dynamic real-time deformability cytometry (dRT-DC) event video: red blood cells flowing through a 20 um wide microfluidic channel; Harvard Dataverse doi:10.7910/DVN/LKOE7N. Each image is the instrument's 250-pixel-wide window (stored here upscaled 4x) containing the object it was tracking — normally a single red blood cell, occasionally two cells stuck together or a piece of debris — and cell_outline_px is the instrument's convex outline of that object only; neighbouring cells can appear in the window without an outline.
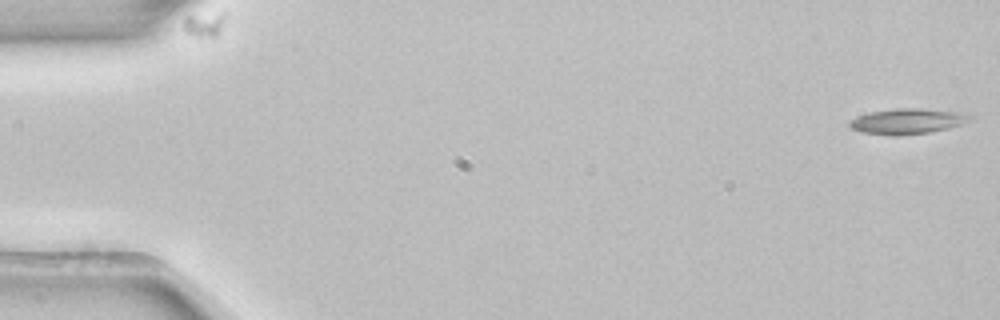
{"species": "common noctule bat (a hibernating species)", "species_latin": "Nyctalus noctula", "temperature_condition": "room temperature", "stored_images_in_passage": 4, "camera_frame_rate_fps": 3000, "um_per_image_px": 0.085, "animal": {"sex": "female", "body_mass_g": 22.7, "forearm_length_mm": 54.2}, "frame": {"image": 1, "passage_image": 1, "time_ms": 0.0, "image_size_px": [1000, 320], "cell_outline_px": [[972, 116], [968, 120], [960, 124], [948, 128], [928, 132], [896, 136], [892, 136], [860, 132], [852, 128], [848, 124], [848, 120], [856, 116], [868, 112], [896, 108], [920, 108], [968, 112]], "centroid_in_image_um": [77.09, 10.29], "position_along_channel_um": 7.9, "area_um2": 18.09}}
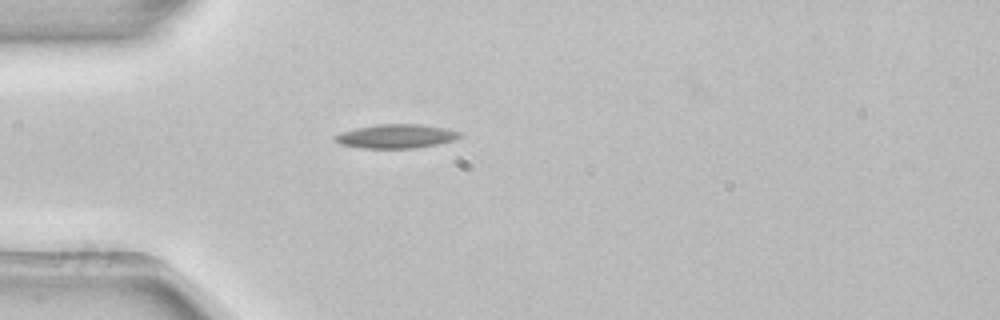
{"frame": {"image": 2, "passage_image": 4, "time_ms": 1.0, "image_size_px": [1000, 320], "cell_outline_px": [[464, 136], [452, 140], [436, 144], [416, 148], [364, 148], [340, 144], [332, 136], [340, 132], [356, 128], [380, 124], [420, 124], [444, 128], [460, 132]], "centroid_in_image_um": [33.66, 11.58], "position_along_channel_um": 51.3, "area_um2": 17.28}}